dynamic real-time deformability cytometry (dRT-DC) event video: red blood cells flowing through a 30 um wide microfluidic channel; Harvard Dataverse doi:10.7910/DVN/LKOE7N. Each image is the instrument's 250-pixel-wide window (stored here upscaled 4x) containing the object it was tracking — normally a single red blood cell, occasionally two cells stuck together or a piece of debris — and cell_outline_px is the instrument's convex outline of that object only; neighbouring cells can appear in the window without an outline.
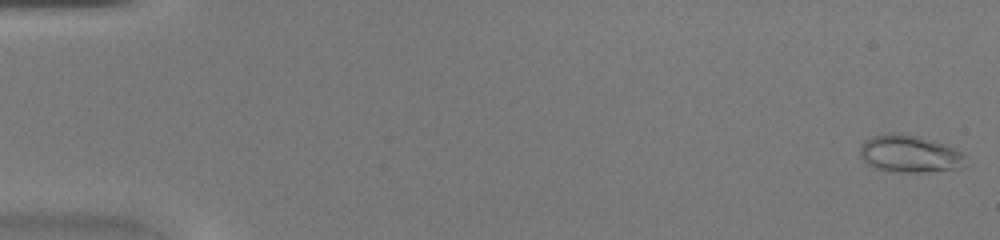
{"species": "common noctule bat (a hibernating species)", "species_latin": "Nyctalus noctula", "temperature_condition": "warm", "stored_images_in_passage": 46, "camera_frame_rate_fps": 3000, "um_per_image_px": 0.085, "animal": {"sex": "female", "body_mass_g": 20.0, "forearm_length_mm": 54.0}, "frame": {"image": 1, "passage_image": 1, "time_ms": 0.0, "image_size_px": [1000, 240], "cell_outline_px": [[968, 164], [964, 168], [924, 172], [888, 172], [876, 168], [868, 164], [860, 156], [860, 144], [864, 140], [872, 136], [888, 132], [900, 132], [916, 136], [944, 144], [964, 152]], "centroid_in_image_um": [77.34, 13.08], "position_along_channel_um": 7.7, "area_um2": 23.47}}
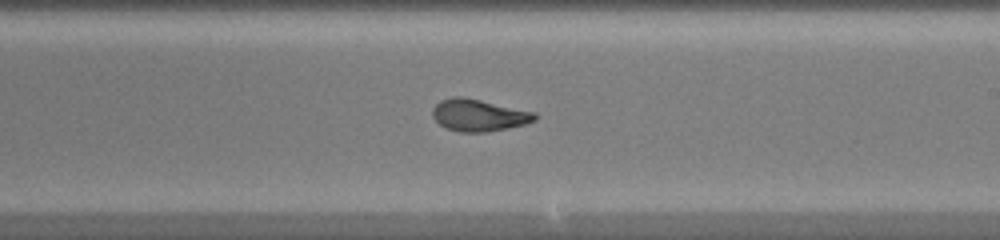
{"frame": {"image": 2, "passage_image": 28, "time_ms": 9.0, "image_size_px": [1000, 240], "cell_outline_px": [[540, 116], [536, 120], [524, 124], [508, 128], [484, 132], [460, 132], [444, 128], [432, 116], [432, 108], [440, 100], [452, 96], [464, 96], [536, 112]], "centroid_in_image_um": [40.7, 9.78], "position_along_channel_um": 248.3, "area_um2": 19.36}}
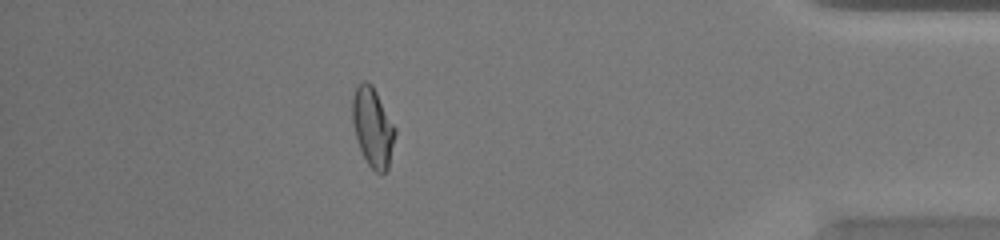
{"frame": {"image": 3, "passage_image": 41, "time_ms": 13.333, "image_size_px": [1000, 240], "cell_outline_px": [[396, 132], [388, 168], [384, 172], [376, 172], [368, 164], [360, 148], [356, 136], [352, 120], [352, 96], [356, 88], [364, 80], [372, 84], [396, 128]], "centroid_in_image_um": [31.68, 10.79], "position_along_channel_um": 403.5, "area_um2": 19.42}}